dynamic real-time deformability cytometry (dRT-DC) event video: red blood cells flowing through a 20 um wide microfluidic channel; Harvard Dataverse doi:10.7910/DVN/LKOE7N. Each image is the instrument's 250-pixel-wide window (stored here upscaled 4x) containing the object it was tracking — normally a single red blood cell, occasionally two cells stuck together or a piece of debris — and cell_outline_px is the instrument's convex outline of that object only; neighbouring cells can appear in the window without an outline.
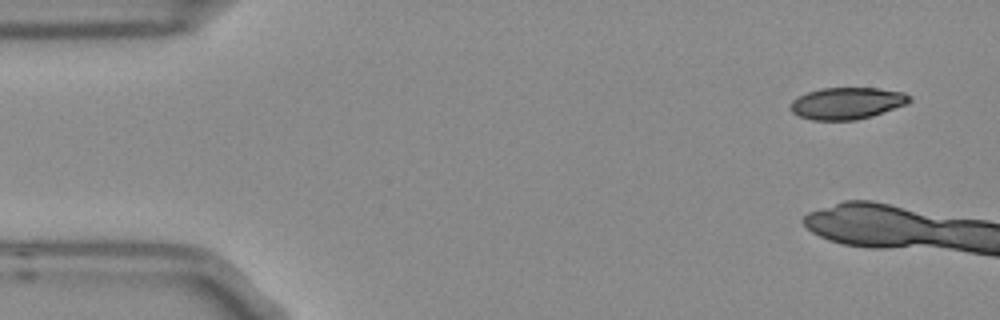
{"species": "Egyptian fruit bat (a non-hibernating species)", "species_latin": "Rousettus aegyptiacus", "temperature_condition": "room temperature", "stored_images_in_passage": 6, "camera_frame_rate_fps": 3000, "um_per_image_px": 0.085, "frame": {"image": 1, "passage_image": 1, "time_ms": 0.0, "image_size_px": [1000, 320], "cell_outline_px": [[912, 100], [908, 104], [872, 116], [856, 120], [812, 120], [800, 116], [792, 112], [788, 108], [792, 100], [808, 92], [820, 88], [876, 88], [904, 92], [912, 96]], "centroid_in_image_um": [72.02, 8.78], "position_along_channel_um": 13.0, "area_um2": 22.2}}
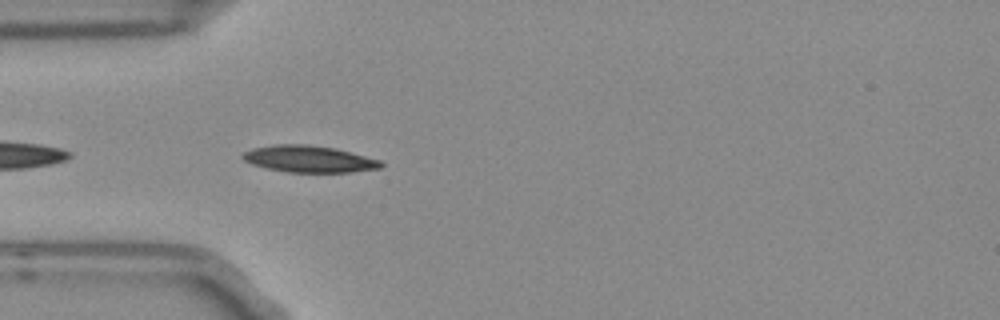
{"frame": {"image": 2, "passage_image": 6, "time_ms": 1.667, "image_size_px": [1000, 320], "cell_outline_px": [[384, 164], [380, 168], [348, 172], [288, 172], [268, 168], [252, 164], [244, 160], [240, 156], [244, 152], [252, 148], [276, 144], [308, 144], [336, 148], [380, 160]], "centroid_in_image_um": [26.25, 13.5], "position_along_channel_um": 58.7, "area_um2": 21.44}}